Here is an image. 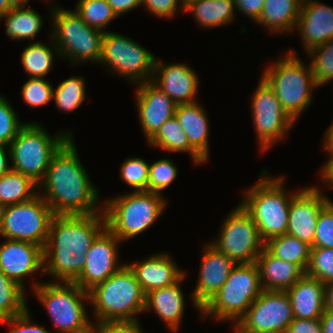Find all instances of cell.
I'll return each instance as SVG.
<instances>
[{
  "instance_id": "cell-1",
  "label": "cell",
  "mask_w": 333,
  "mask_h": 333,
  "mask_svg": "<svg viewBox=\"0 0 333 333\" xmlns=\"http://www.w3.org/2000/svg\"><path fill=\"white\" fill-rule=\"evenodd\" d=\"M70 137L53 155L43 181V197L54 215H88L100 213L99 189L93 185ZM43 187V188H42Z\"/></svg>"
},
{
  "instance_id": "cell-2",
  "label": "cell",
  "mask_w": 333,
  "mask_h": 333,
  "mask_svg": "<svg viewBox=\"0 0 333 333\" xmlns=\"http://www.w3.org/2000/svg\"><path fill=\"white\" fill-rule=\"evenodd\" d=\"M106 228L104 212L54 215L44 248V273L59 282H74L86 264V253Z\"/></svg>"
},
{
  "instance_id": "cell-3",
  "label": "cell",
  "mask_w": 333,
  "mask_h": 333,
  "mask_svg": "<svg viewBox=\"0 0 333 333\" xmlns=\"http://www.w3.org/2000/svg\"><path fill=\"white\" fill-rule=\"evenodd\" d=\"M94 325L136 321L144 313L145 297L134 272L125 263L116 273L88 291Z\"/></svg>"
},
{
  "instance_id": "cell-4",
  "label": "cell",
  "mask_w": 333,
  "mask_h": 333,
  "mask_svg": "<svg viewBox=\"0 0 333 333\" xmlns=\"http://www.w3.org/2000/svg\"><path fill=\"white\" fill-rule=\"evenodd\" d=\"M268 175L263 170L258 182L246 190L240 203L252 217L264 242L287 234L290 202L299 191L288 192V195L284 189V177Z\"/></svg>"
},
{
  "instance_id": "cell-5",
  "label": "cell",
  "mask_w": 333,
  "mask_h": 333,
  "mask_svg": "<svg viewBox=\"0 0 333 333\" xmlns=\"http://www.w3.org/2000/svg\"><path fill=\"white\" fill-rule=\"evenodd\" d=\"M103 203L106 227L123 242L151 227L165 211L167 200L162 194L132 190Z\"/></svg>"
},
{
  "instance_id": "cell-6",
  "label": "cell",
  "mask_w": 333,
  "mask_h": 333,
  "mask_svg": "<svg viewBox=\"0 0 333 333\" xmlns=\"http://www.w3.org/2000/svg\"><path fill=\"white\" fill-rule=\"evenodd\" d=\"M296 53L289 49L283 57L269 64L262 74L294 122L310 106L313 89L317 87L310 64L305 65Z\"/></svg>"
},
{
  "instance_id": "cell-7",
  "label": "cell",
  "mask_w": 333,
  "mask_h": 333,
  "mask_svg": "<svg viewBox=\"0 0 333 333\" xmlns=\"http://www.w3.org/2000/svg\"><path fill=\"white\" fill-rule=\"evenodd\" d=\"M33 282L37 299L47 310L58 333H92L94 323L86 313L89 293L74 282Z\"/></svg>"
},
{
  "instance_id": "cell-8",
  "label": "cell",
  "mask_w": 333,
  "mask_h": 333,
  "mask_svg": "<svg viewBox=\"0 0 333 333\" xmlns=\"http://www.w3.org/2000/svg\"><path fill=\"white\" fill-rule=\"evenodd\" d=\"M262 291L256 262L236 264L220 290L201 308V317L236 325Z\"/></svg>"
},
{
  "instance_id": "cell-9",
  "label": "cell",
  "mask_w": 333,
  "mask_h": 333,
  "mask_svg": "<svg viewBox=\"0 0 333 333\" xmlns=\"http://www.w3.org/2000/svg\"><path fill=\"white\" fill-rule=\"evenodd\" d=\"M70 137L71 130L51 136L42 124L26 122L9 145L11 170L31 178L39 185L53 155Z\"/></svg>"
},
{
  "instance_id": "cell-10",
  "label": "cell",
  "mask_w": 333,
  "mask_h": 333,
  "mask_svg": "<svg viewBox=\"0 0 333 333\" xmlns=\"http://www.w3.org/2000/svg\"><path fill=\"white\" fill-rule=\"evenodd\" d=\"M51 7V37L60 56L73 65L82 62L98 63L102 53L104 32L88 26L73 10Z\"/></svg>"
},
{
  "instance_id": "cell-11",
  "label": "cell",
  "mask_w": 333,
  "mask_h": 333,
  "mask_svg": "<svg viewBox=\"0 0 333 333\" xmlns=\"http://www.w3.org/2000/svg\"><path fill=\"white\" fill-rule=\"evenodd\" d=\"M155 55L123 34L104 32L102 53L98 64L105 65L134 84L153 78Z\"/></svg>"
},
{
  "instance_id": "cell-12",
  "label": "cell",
  "mask_w": 333,
  "mask_h": 333,
  "mask_svg": "<svg viewBox=\"0 0 333 333\" xmlns=\"http://www.w3.org/2000/svg\"><path fill=\"white\" fill-rule=\"evenodd\" d=\"M52 209L38 194L31 200L3 208L0 236L4 239L26 241L45 248Z\"/></svg>"
},
{
  "instance_id": "cell-13",
  "label": "cell",
  "mask_w": 333,
  "mask_h": 333,
  "mask_svg": "<svg viewBox=\"0 0 333 333\" xmlns=\"http://www.w3.org/2000/svg\"><path fill=\"white\" fill-rule=\"evenodd\" d=\"M209 244L236 264L256 262L265 248L255 222L240 204L226 216L217 239Z\"/></svg>"
},
{
  "instance_id": "cell-14",
  "label": "cell",
  "mask_w": 333,
  "mask_h": 333,
  "mask_svg": "<svg viewBox=\"0 0 333 333\" xmlns=\"http://www.w3.org/2000/svg\"><path fill=\"white\" fill-rule=\"evenodd\" d=\"M251 103L252 119L260 150L265 152L287 136L295 123L283 110L273 88L261 76Z\"/></svg>"
},
{
  "instance_id": "cell-15",
  "label": "cell",
  "mask_w": 333,
  "mask_h": 333,
  "mask_svg": "<svg viewBox=\"0 0 333 333\" xmlns=\"http://www.w3.org/2000/svg\"><path fill=\"white\" fill-rule=\"evenodd\" d=\"M293 320V310L286 291L263 290L234 325V332H286Z\"/></svg>"
},
{
  "instance_id": "cell-16",
  "label": "cell",
  "mask_w": 333,
  "mask_h": 333,
  "mask_svg": "<svg viewBox=\"0 0 333 333\" xmlns=\"http://www.w3.org/2000/svg\"><path fill=\"white\" fill-rule=\"evenodd\" d=\"M121 240L107 227L96 237L86 253V264L74 281L81 289L89 291L105 281L124 264L118 261V246Z\"/></svg>"
},
{
  "instance_id": "cell-17",
  "label": "cell",
  "mask_w": 333,
  "mask_h": 333,
  "mask_svg": "<svg viewBox=\"0 0 333 333\" xmlns=\"http://www.w3.org/2000/svg\"><path fill=\"white\" fill-rule=\"evenodd\" d=\"M330 201L316 186L299 189L290 202L287 234L313 247L318 216Z\"/></svg>"
},
{
  "instance_id": "cell-18",
  "label": "cell",
  "mask_w": 333,
  "mask_h": 333,
  "mask_svg": "<svg viewBox=\"0 0 333 333\" xmlns=\"http://www.w3.org/2000/svg\"><path fill=\"white\" fill-rule=\"evenodd\" d=\"M0 270L24 288L25 278L38 271L44 273V248L26 241L5 239L0 243Z\"/></svg>"
},
{
  "instance_id": "cell-19",
  "label": "cell",
  "mask_w": 333,
  "mask_h": 333,
  "mask_svg": "<svg viewBox=\"0 0 333 333\" xmlns=\"http://www.w3.org/2000/svg\"><path fill=\"white\" fill-rule=\"evenodd\" d=\"M197 285L191 295V303L201 308L220 290L236 263L217 251L209 243L203 247Z\"/></svg>"
},
{
  "instance_id": "cell-20",
  "label": "cell",
  "mask_w": 333,
  "mask_h": 333,
  "mask_svg": "<svg viewBox=\"0 0 333 333\" xmlns=\"http://www.w3.org/2000/svg\"><path fill=\"white\" fill-rule=\"evenodd\" d=\"M136 107L145 139L148 141L158 129L175 116L176 103L152 81L136 84Z\"/></svg>"
},
{
  "instance_id": "cell-21",
  "label": "cell",
  "mask_w": 333,
  "mask_h": 333,
  "mask_svg": "<svg viewBox=\"0 0 333 333\" xmlns=\"http://www.w3.org/2000/svg\"><path fill=\"white\" fill-rule=\"evenodd\" d=\"M151 81L176 105L196 102L194 98L198 91L199 79L195 71L187 64H166L156 57Z\"/></svg>"
},
{
  "instance_id": "cell-22",
  "label": "cell",
  "mask_w": 333,
  "mask_h": 333,
  "mask_svg": "<svg viewBox=\"0 0 333 333\" xmlns=\"http://www.w3.org/2000/svg\"><path fill=\"white\" fill-rule=\"evenodd\" d=\"M295 29L305 52L330 41L333 39V8L317 0H303Z\"/></svg>"
},
{
  "instance_id": "cell-23",
  "label": "cell",
  "mask_w": 333,
  "mask_h": 333,
  "mask_svg": "<svg viewBox=\"0 0 333 333\" xmlns=\"http://www.w3.org/2000/svg\"><path fill=\"white\" fill-rule=\"evenodd\" d=\"M126 264L134 272L145 294L177 283L185 275L172 257L165 252L149 256L142 262Z\"/></svg>"
},
{
  "instance_id": "cell-24",
  "label": "cell",
  "mask_w": 333,
  "mask_h": 333,
  "mask_svg": "<svg viewBox=\"0 0 333 333\" xmlns=\"http://www.w3.org/2000/svg\"><path fill=\"white\" fill-rule=\"evenodd\" d=\"M294 318H320L325 310V284L317 278L304 275L292 287L285 290Z\"/></svg>"
},
{
  "instance_id": "cell-25",
  "label": "cell",
  "mask_w": 333,
  "mask_h": 333,
  "mask_svg": "<svg viewBox=\"0 0 333 333\" xmlns=\"http://www.w3.org/2000/svg\"><path fill=\"white\" fill-rule=\"evenodd\" d=\"M186 274L170 286L155 289L146 294L144 312L154 310L157 316L176 332L179 329L185 311L184 292L180 288Z\"/></svg>"
},
{
  "instance_id": "cell-26",
  "label": "cell",
  "mask_w": 333,
  "mask_h": 333,
  "mask_svg": "<svg viewBox=\"0 0 333 333\" xmlns=\"http://www.w3.org/2000/svg\"><path fill=\"white\" fill-rule=\"evenodd\" d=\"M256 264L263 290L285 291L305 275L298 265L275 257L266 248L258 256Z\"/></svg>"
},
{
  "instance_id": "cell-27",
  "label": "cell",
  "mask_w": 333,
  "mask_h": 333,
  "mask_svg": "<svg viewBox=\"0 0 333 333\" xmlns=\"http://www.w3.org/2000/svg\"><path fill=\"white\" fill-rule=\"evenodd\" d=\"M175 117L185 132L189 144L207 161L209 155V121L205 109L197 102L179 104Z\"/></svg>"
},
{
  "instance_id": "cell-28",
  "label": "cell",
  "mask_w": 333,
  "mask_h": 333,
  "mask_svg": "<svg viewBox=\"0 0 333 333\" xmlns=\"http://www.w3.org/2000/svg\"><path fill=\"white\" fill-rule=\"evenodd\" d=\"M303 0H265L259 19L260 26L270 32L292 33L300 15Z\"/></svg>"
},
{
  "instance_id": "cell-29",
  "label": "cell",
  "mask_w": 333,
  "mask_h": 333,
  "mask_svg": "<svg viewBox=\"0 0 333 333\" xmlns=\"http://www.w3.org/2000/svg\"><path fill=\"white\" fill-rule=\"evenodd\" d=\"M147 142L150 146L159 147L166 152H187L194 164L199 165L206 162L189 144L188 138L175 116L167 120Z\"/></svg>"
},
{
  "instance_id": "cell-30",
  "label": "cell",
  "mask_w": 333,
  "mask_h": 333,
  "mask_svg": "<svg viewBox=\"0 0 333 333\" xmlns=\"http://www.w3.org/2000/svg\"><path fill=\"white\" fill-rule=\"evenodd\" d=\"M234 0H198L184 8V12L193 14V18L204 28L228 25L234 20Z\"/></svg>"
},
{
  "instance_id": "cell-31",
  "label": "cell",
  "mask_w": 333,
  "mask_h": 333,
  "mask_svg": "<svg viewBox=\"0 0 333 333\" xmlns=\"http://www.w3.org/2000/svg\"><path fill=\"white\" fill-rule=\"evenodd\" d=\"M5 20V32L8 38L17 40H32L43 26L42 16L31 7H13L0 16Z\"/></svg>"
},
{
  "instance_id": "cell-32",
  "label": "cell",
  "mask_w": 333,
  "mask_h": 333,
  "mask_svg": "<svg viewBox=\"0 0 333 333\" xmlns=\"http://www.w3.org/2000/svg\"><path fill=\"white\" fill-rule=\"evenodd\" d=\"M50 45L44 42L34 41L29 44L21 53V63L29 78H45L52 69L54 57H59V51L50 35ZM54 51H53V48ZM55 53V54H54Z\"/></svg>"
},
{
  "instance_id": "cell-33",
  "label": "cell",
  "mask_w": 333,
  "mask_h": 333,
  "mask_svg": "<svg viewBox=\"0 0 333 333\" xmlns=\"http://www.w3.org/2000/svg\"><path fill=\"white\" fill-rule=\"evenodd\" d=\"M39 185L31 178L10 170L0 176V204L5 207L31 200L38 195Z\"/></svg>"
},
{
  "instance_id": "cell-34",
  "label": "cell",
  "mask_w": 333,
  "mask_h": 333,
  "mask_svg": "<svg viewBox=\"0 0 333 333\" xmlns=\"http://www.w3.org/2000/svg\"><path fill=\"white\" fill-rule=\"evenodd\" d=\"M265 248L275 257L298 265L304 272L310 260L311 246L295 236L284 234L269 239Z\"/></svg>"
},
{
  "instance_id": "cell-35",
  "label": "cell",
  "mask_w": 333,
  "mask_h": 333,
  "mask_svg": "<svg viewBox=\"0 0 333 333\" xmlns=\"http://www.w3.org/2000/svg\"><path fill=\"white\" fill-rule=\"evenodd\" d=\"M25 291L0 270V321L24 313L28 308Z\"/></svg>"
},
{
  "instance_id": "cell-36",
  "label": "cell",
  "mask_w": 333,
  "mask_h": 333,
  "mask_svg": "<svg viewBox=\"0 0 333 333\" xmlns=\"http://www.w3.org/2000/svg\"><path fill=\"white\" fill-rule=\"evenodd\" d=\"M85 84L82 76H71L62 81L53 91L57 108L63 112L77 110L86 99Z\"/></svg>"
},
{
  "instance_id": "cell-37",
  "label": "cell",
  "mask_w": 333,
  "mask_h": 333,
  "mask_svg": "<svg viewBox=\"0 0 333 333\" xmlns=\"http://www.w3.org/2000/svg\"><path fill=\"white\" fill-rule=\"evenodd\" d=\"M74 11L90 27L105 32V26L118 16L107 0H78Z\"/></svg>"
},
{
  "instance_id": "cell-38",
  "label": "cell",
  "mask_w": 333,
  "mask_h": 333,
  "mask_svg": "<svg viewBox=\"0 0 333 333\" xmlns=\"http://www.w3.org/2000/svg\"><path fill=\"white\" fill-rule=\"evenodd\" d=\"M313 79L317 87L333 80V39L307 52Z\"/></svg>"
},
{
  "instance_id": "cell-39",
  "label": "cell",
  "mask_w": 333,
  "mask_h": 333,
  "mask_svg": "<svg viewBox=\"0 0 333 333\" xmlns=\"http://www.w3.org/2000/svg\"><path fill=\"white\" fill-rule=\"evenodd\" d=\"M305 274L324 284L333 282V249L311 247L310 260Z\"/></svg>"
},
{
  "instance_id": "cell-40",
  "label": "cell",
  "mask_w": 333,
  "mask_h": 333,
  "mask_svg": "<svg viewBox=\"0 0 333 333\" xmlns=\"http://www.w3.org/2000/svg\"><path fill=\"white\" fill-rule=\"evenodd\" d=\"M178 169L170 159L163 158L149 165L147 191L161 194L177 178Z\"/></svg>"
},
{
  "instance_id": "cell-41",
  "label": "cell",
  "mask_w": 333,
  "mask_h": 333,
  "mask_svg": "<svg viewBox=\"0 0 333 333\" xmlns=\"http://www.w3.org/2000/svg\"><path fill=\"white\" fill-rule=\"evenodd\" d=\"M149 165L141 157L128 158L120 168V179L136 191H147Z\"/></svg>"
},
{
  "instance_id": "cell-42",
  "label": "cell",
  "mask_w": 333,
  "mask_h": 333,
  "mask_svg": "<svg viewBox=\"0 0 333 333\" xmlns=\"http://www.w3.org/2000/svg\"><path fill=\"white\" fill-rule=\"evenodd\" d=\"M53 91V86L45 78H29L23 85L21 96L31 108H38L53 100Z\"/></svg>"
},
{
  "instance_id": "cell-43",
  "label": "cell",
  "mask_w": 333,
  "mask_h": 333,
  "mask_svg": "<svg viewBox=\"0 0 333 333\" xmlns=\"http://www.w3.org/2000/svg\"><path fill=\"white\" fill-rule=\"evenodd\" d=\"M5 96L0 95V145L9 146L26 124L21 123L17 113Z\"/></svg>"
},
{
  "instance_id": "cell-44",
  "label": "cell",
  "mask_w": 333,
  "mask_h": 333,
  "mask_svg": "<svg viewBox=\"0 0 333 333\" xmlns=\"http://www.w3.org/2000/svg\"><path fill=\"white\" fill-rule=\"evenodd\" d=\"M313 247L333 249V201L320 211Z\"/></svg>"
},
{
  "instance_id": "cell-45",
  "label": "cell",
  "mask_w": 333,
  "mask_h": 333,
  "mask_svg": "<svg viewBox=\"0 0 333 333\" xmlns=\"http://www.w3.org/2000/svg\"><path fill=\"white\" fill-rule=\"evenodd\" d=\"M141 5L146 6L149 13L155 17H164L165 19L166 17L172 18L180 9L181 12L184 11L182 0H141Z\"/></svg>"
},
{
  "instance_id": "cell-46",
  "label": "cell",
  "mask_w": 333,
  "mask_h": 333,
  "mask_svg": "<svg viewBox=\"0 0 333 333\" xmlns=\"http://www.w3.org/2000/svg\"><path fill=\"white\" fill-rule=\"evenodd\" d=\"M30 310H26L24 313L13 316L11 318L4 319L0 323H6L10 325L9 333H52L46 328L34 324L30 315Z\"/></svg>"
},
{
  "instance_id": "cell-47",
  "label": "cell",
  "mask_w": 333,
  "mask_h": 333,
  "mask_svg": "<svg viewBox=\"0 0 333 333\" xmlns=\"http://www.w3.org/2000/svg\"><path fill=\"white\" fill-rule=\"evenodd\" d=\"M92 333H144L140 322L122 321L94 325ZM146 333V332H145Z\"/></svg>"
},
{
  "instance_id": "cell-48",
  "label": "cell",
  "mask_w": 333,
  "mask_h": 333,
  "mask_svg": "<svg viewBox=\"0 0 333 333\" xmlns=\"http://www.w3.org/2000/svg\"><path fill=\"white\" fill-rule=\"evenodd\" d=\"M286 333H322L320 318L315 319H298L290 323Z\"/></svg>"
},
{
  "instance_id": "cell-49",
  "label": "cell",
  "mask_w": 333,
  "mask_h": 333,
  "mask_svg": "<svg viewBox=\"0 0 333 333\" xmlns=\"http://www.w3.org/2000/svg\"><path fill=\"white\" fill-rule=\"evenodd\" d=\"M235 7L240 13L256 22L264 8L265 0H234Z\"/></svg>"
},
{
  "instance_id": "cell-50",
  "label": "cell",
  "mask_w": 333,
  "mask_h": 333,
  "mask_svg": "<svg viewBox=\"0 0 333 333\" xmlns=\"http://www.w3.org/2000/svg\"><path fill=\"white\" fill-rule=\"evenodd\" d=\"M118 17L141 6V0H107Z\"/></svg>"
},
{
  "instance_id": "cell-51",
  "label": "cell",
  "mask_w": 333,
  "mask_h": 333,
  "mask_svg": "<svg viewBox=\"0 0 333 333\" xmlns=\"http://www.w3.org/2000/svg\"><path fill=\"white\" fill-rule=\"evenodd\" d=\"M319 171L324 185L333 189V161H326Z\"/></svg>"
},
{
  "instance_id": "cell-52",
  "label": "cell",
  "mask_w": 333,
  "mask_h": 333,
  "mask_svg": "<svg viewBox=\"0 0 333 333\" xmlns=\"http://www.w3.org/2000/svg\"><path fill=\"white\" fill-rule=\"evenodd\" d=\"M324 135L323 147L324 150L327 151L328 155H330L327 161H333V122L329 125Z\"/></svg>"
},
{
  "instance_id": "cell-53",
  "label": "cell",
  "mask_w": 333,
  "mask_h": 333,
  "mask_svg": "<svg viewBox=\"0 0 333 333\" xmlns=\"http://www.w3.org/2000/svg\"><path fill=\"white\" fill-rule=\"evenodd\" d=\"M7 147V150L5 149ZM8 152V153H7ZM10 156L9 146L0 145V176L8 173L11 170V166H9V160L7 157Z\"/></svg>"
},
{
  "instance_id": "cell-54",
  "label": "cell",
  "mask_w": 333,
  "mask_h": 333,
  "mask_svg": "<svg viewBox=\"0 0 333 333\" xmlns=\"http://www.w3.org/2000/svg\"><path fill=\"white\" fill-rule=\"evenodd\" d=\"M322 325V333H333V312L324 310V313L320 317Z\"/></svg>"
},
{
  "instance_id": "cell-55",
  "label": "cell",
  "mask_w": 333,
  "mask_h": 333,
  "mask_svg": "<svg viewBox=\"0 0 333 333\" xmlns=\"http://www.w3.org/2000/svg\"><path fill=\"white\" fill-rule=\"evenodd\" d=\"M325 309L333 312V282L325 284Z\"/></svg>"
},
{
  "instance_id": "cell-56",
  "label": "cell",
  "mask_w": 333,
  "mask_h": 333,
  "mask_svg": "<svg viewBox=\"0 0 333 333\" xmlns=\"http://www.w3.org/2000/svg\"><path fill=\"white\" fill-rule=\"evenodd\" d=\"M13 8L9 0H0V16Z\"/></svg>"
},
{
  "instance_id": "cell-57",
  "label": "cell",
  "mask_w": 333,
  "mask_h": 333,
  "mask_svg": "<svg viewBox=\"0 0 333 333\" xmlns=\"http://www.w3.org/2000/svg\"><path fill=\"white\" fill-rule=\"evenodd\" d=\"M13 7H26L29 0H9Z\"/></svg>"
},
{
  "instance_id": "cell-58",
  "label": "cell",
  "mask_w": 333,
  "mask_h": 333,
  "mask_svg": "<svg viewBox=\"0 0 333 333\" xmlns=\"http://www.w3.org/2000/svg\"><path fill=\"white\" fill-rule=\"evenodd\" d=\"M195 1H198V0H182V3L185 8L187 5H189L190 3L195 2Z\"/></svg>"
},
{
  "instance_id": "cell-59",
  "label": "cell",
  "mask_w": 333,
  "mask_h": 333,
  "mask_svg": "<svg viewBox=\"0 0 333 333\" xmlns=\"http://www.w3.org/2000/svg\"><path fill=\"white\" fill-rule=\"evenodd\" d=\"M3 208L4 207L0 204V224H1V219H2Z\"/></svg>"
},
{
  "instance_id": "cell-60",
  "label": "cell",
  "mask_w": 333,
  "mask_h": 333,
  "mask_svg": "<svg viewBox=\"0 0 333 333\" xmlns=\"http://www.w3.org/2000/svg\"><path fill=\"white\" fill-rule=\"evenodd\" d=\"M249 333H286V332H267V331H265V332H249Z\"/></svg>"
}]
</instances>
